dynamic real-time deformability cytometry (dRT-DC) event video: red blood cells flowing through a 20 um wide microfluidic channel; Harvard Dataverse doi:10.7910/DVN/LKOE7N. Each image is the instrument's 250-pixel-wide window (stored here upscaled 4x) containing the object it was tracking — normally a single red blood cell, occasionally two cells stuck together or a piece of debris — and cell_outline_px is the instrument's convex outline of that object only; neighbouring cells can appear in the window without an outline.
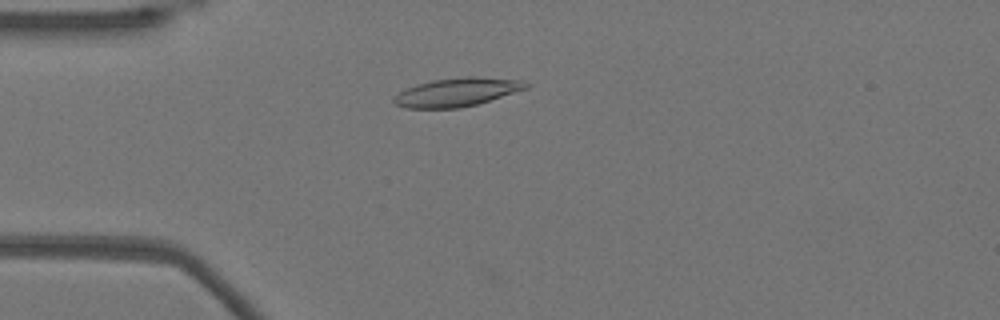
{"species": "Egyptian fruit bat (a non-hibernating species)", "species_latin": "Rousettus aegyptiacus", "temperature_condition": "warm", "stored_images_in_passage": 42, "camera_frame_rate_fps": 3000, "um_per_image_px": 0.085, "animal": {"sex": "female"}, "frame": {"image": 1, "passage_image": 3, "time_ms": 0.667, "image_size_px": [1000, 320], "cell_outline_px": [[528, 88], [476, 104], [460, 108], [404, 108], [396, 104], [392, 100], [400, 92], [408, 88], [432, 80], [468, 76], [472, 76], [520, 80], [528, 84]], "centroid_in_image_um": [38.84, 7.84], "position_along_channel_um": 46.2, "area_um2": 21.5}}
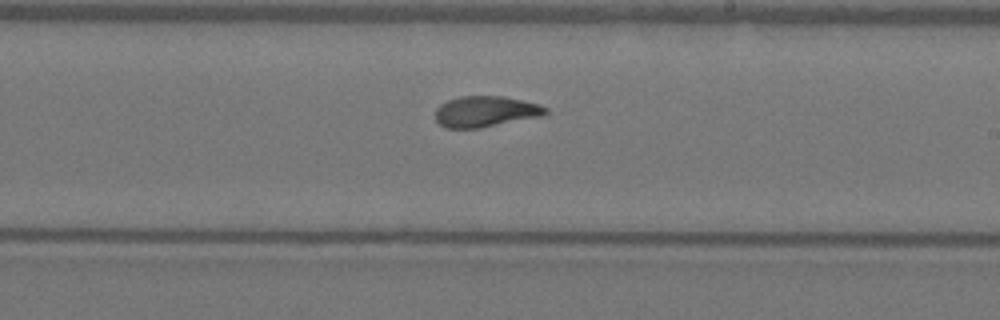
{"frame": {"image": 2, "passage_image": 20, "time_ms": 6.333, "image_size_px": [1000, 320], "cell_outline_px": [[548, 112], [544, 116], [480, 128], [444, 128], [436, 120], [436, 108], [440, 104], [448, 100], [460, 96], [504, 96], [540, 104], [548, 108]], "centroid_in_image_um": [41.3, 9.48], "position_along_channel_um": 247.7, "area_um2": 20.06}}
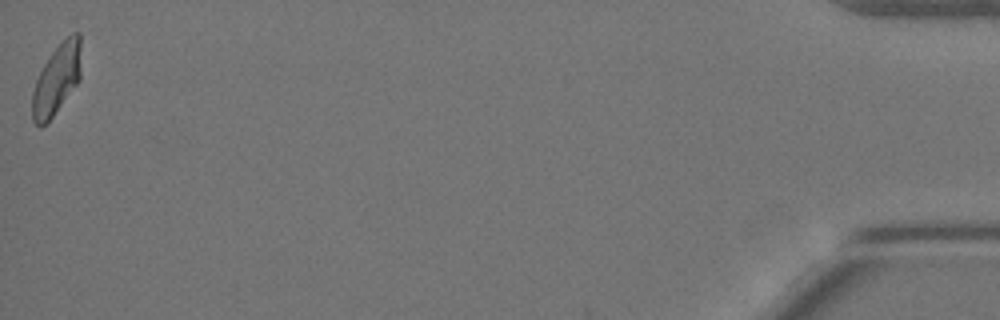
{"frame": {"image": 3, "passage_image": 42, "time_ms": 13.667, "image_size_px": [1000, 320], "cell_outline_px": [[80, 80], [52, 116], [44, 124], [36, 124], [32, 120], [32, 92], [36, 80], [44, 64], [52, 52], [72, 32], [80, 32]], "centroid_in_image_um": [4.82, 6.72], "position_along_channel_um": 430.4, "area_um2": 19.54}, "authors_computed_cell_mechanics": {"area_um2": 20.0855, "velocity_mm_per_s": 3.8303, "shape_relaxation_time_tau1_ms": 4.5086, "shape_relaxation_time_tau2_ms": 1.1329, "deformation_change_tau1": 0.1821, "deformation_change_tau2": 0.0773}}